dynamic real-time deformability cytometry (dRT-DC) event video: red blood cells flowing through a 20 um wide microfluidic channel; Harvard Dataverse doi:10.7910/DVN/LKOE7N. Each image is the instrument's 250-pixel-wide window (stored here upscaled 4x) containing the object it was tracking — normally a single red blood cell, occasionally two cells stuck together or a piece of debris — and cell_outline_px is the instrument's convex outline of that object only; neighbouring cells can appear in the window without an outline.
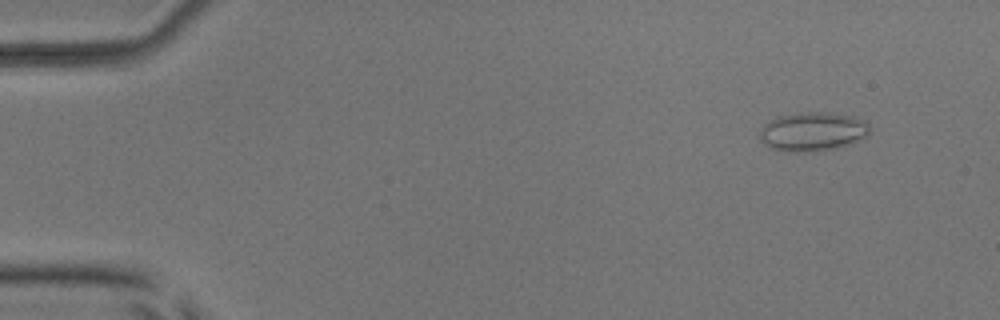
{"species": "common noctule bat (a hibernating species)", "species_latin": "Nyctalus noctula", "temperature_condition": "room temperature", "stored_images_in_passage": 53, "camera_frame_rate_fps": 3000, "um_per_image_px": 0.085, "animal": {"sex": "male", "body_mass_g": 17.9, "forearm_length_mm": 54.2}, "frame": {"image": 1, "passage_image": 5, "time_ms": 1.333, "image_size_px": [1000, 320], "cell_outline_px": [[868, 136], [852, 144], [836, 148], [808, 152], [792, 152], [768, 148], [760, 140], [760, 128], [768, 120], [776, 116], [808, 112], [828, 112], [856, 116], [864, 120], [868, 124]], "centroid_in_image_um": [69.07, 11.19], "position_along_channel_um": 15.9, "area_um2": 25.37}}
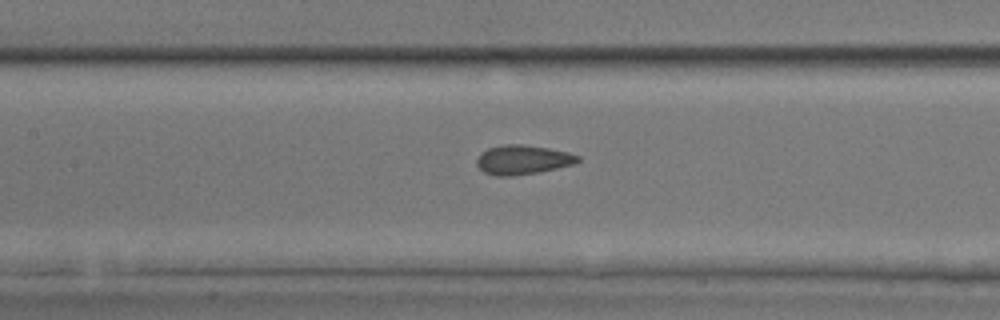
{"frame": {"image": 2, "passage_image": 25, "time_ms": 8.0, "image_size_px": [1000, 320], "cell_outline_px": [[580, 160], [576, 164], [536, 172], [512, 176], [496, 176], [484, 172], [476, 164], [476, 160], [480, 152], [488, 148], [504, 144], [520, 144], [548, 148], [568, 152], [580, 156]], "centroid_in_image_um": [44.42, 13.57], "position_along_channel_um": 163.0, "area_um2": 17.28}}
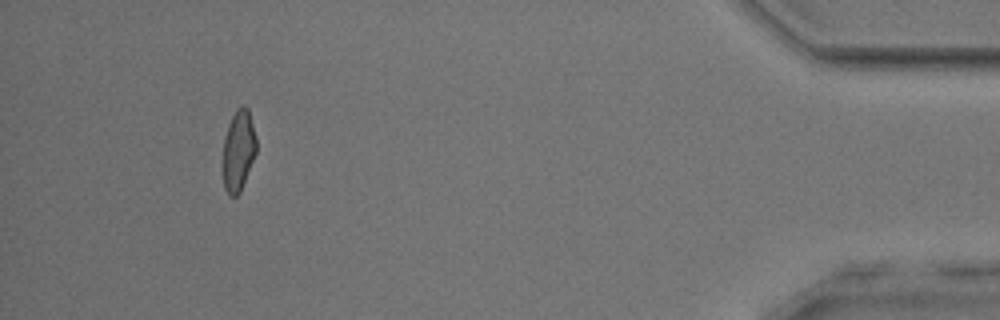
{"frame": {"image": 3, "passage_image": 49, "time_ms": 16.0, "image_size_px": [1000, 320], "cell_outline_px": [[256, 152], [240, 192], [236, 196], [228, 196], [224, 188], [224, 136], [228, 124], [236, 108], [244, 104], [248, 108], [256, 136]], "centroid_in_image_um": [20.27, 12.76], "position_along_channel_um": 414.9, "area_um2": 15.66}, "authors_computed_cell_mechanics": {"area_um2": 17.1666, "velocity_mm_per_s": 3.9539, "shape_relaxation_time_tau1_ms": 4.65, "shape_relaxation_time_tau2_ms": 0.7737, "deformation_change_tau1": 0.147, "deformation_change_tau2": 0.0742}}